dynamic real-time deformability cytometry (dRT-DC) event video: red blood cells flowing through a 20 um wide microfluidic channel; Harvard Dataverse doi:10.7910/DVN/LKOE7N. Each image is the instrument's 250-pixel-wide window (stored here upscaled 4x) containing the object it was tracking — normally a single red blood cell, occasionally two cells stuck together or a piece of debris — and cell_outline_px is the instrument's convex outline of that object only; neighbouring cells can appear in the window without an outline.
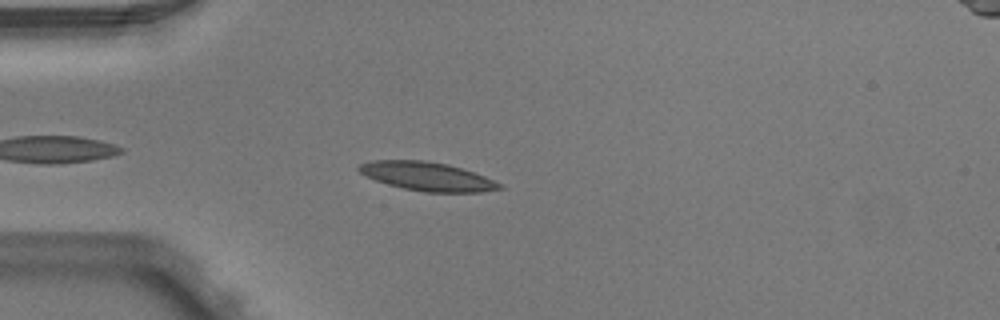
{"species": "Egyptian fruit bat (a non-hibernating species)", "species_latin": "Rousettus aegyptiacus", "temperature_condition": "warm", "stored_images_in_passage": 1, "camera_frame_rate_fps": 3000, "um_per_image_px": 0.085, "animal": {"sex": "male"}, "frame": {"image": 1, "passage_image": 1, "time_ms": 0.0, "image_size_px": [1000, 320], "cell_outline_px": [[504, 188], [480, 192], [424, 192], [404, 188], [388, 184], [376, 180], [360, 172], [356, 168], [360, 164], [372, 160], [424, 160], [448, 164], [484, 176], [504, 184]], "centroid_in_image_um": [36.34, 14.99], "position_along_channel_um": 48.7, "area_um2": 23.35}}